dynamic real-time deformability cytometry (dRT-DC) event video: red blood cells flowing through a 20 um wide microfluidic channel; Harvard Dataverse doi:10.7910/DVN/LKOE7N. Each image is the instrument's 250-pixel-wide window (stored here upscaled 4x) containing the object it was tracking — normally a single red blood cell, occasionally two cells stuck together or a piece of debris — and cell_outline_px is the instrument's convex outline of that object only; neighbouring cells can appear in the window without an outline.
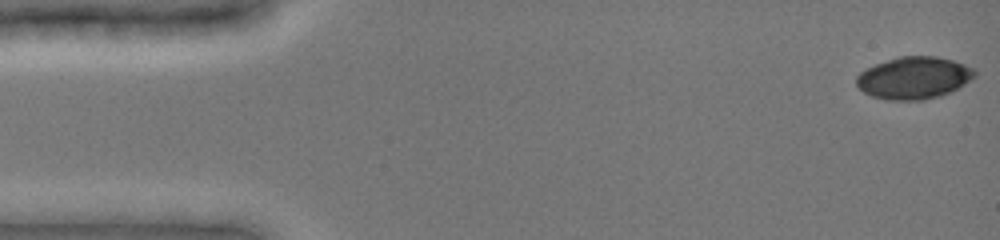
{"species": "common noctule bat (a hibernating species)", "species_latin": "Nyctalus noctula", "temperature_condition": "cold", "stored_images_in_passage": 48, "camera_frame_rate_fps": 3000, "um_per_image_px": 0.085, "animal": {"sex": "female", "body_mass_g": 19.0, "forearm_length_mm": 51.5}, "frame": {"image": 1, "passage_image": 1, "time_ms": 0.0, "image_size_px": [1000, 240], "cell_outline_px": [[976, 76], [964, 84], [940, 96], [924, 100], [888, 100], [872, 96], [864, 92], [856, 84], [856, 76], [860, 72], [876, 64], [900, 56], [936, 56], [952, 60], [964, 64], [972, 68], [976, 72]], "centroid_in_image_um": [77.67, 6.62], "position_along_channel_um": 7.3, "area_um2": 28.84}}
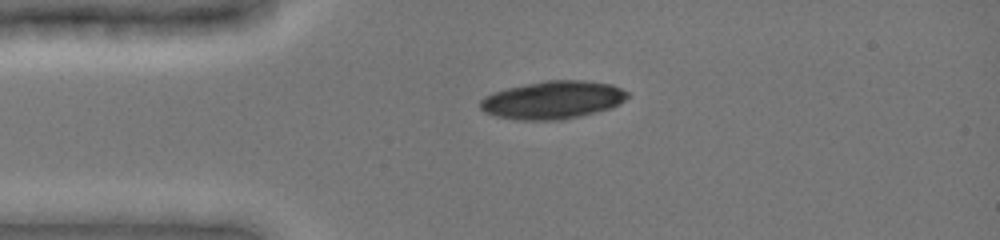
{"frame": {"image": 2, "passage_image": 11, "time_ms": 3.333, "image_size_px": [1000, 240], "cell_outline_px": [[628, 96], [620, 104], [612, 108], [564, 120], [516, 120], [496, 116], [484, 112], [480, 108], [480, 100], [484, 96], [492, 92], [508, 88], [544, 80], [584, 80], [612, 84], [628, 92]], "centroid_in_image_um": [46.98, 8.5], "position_along_channel_um": 38.0, "area_um2": 32.77}}